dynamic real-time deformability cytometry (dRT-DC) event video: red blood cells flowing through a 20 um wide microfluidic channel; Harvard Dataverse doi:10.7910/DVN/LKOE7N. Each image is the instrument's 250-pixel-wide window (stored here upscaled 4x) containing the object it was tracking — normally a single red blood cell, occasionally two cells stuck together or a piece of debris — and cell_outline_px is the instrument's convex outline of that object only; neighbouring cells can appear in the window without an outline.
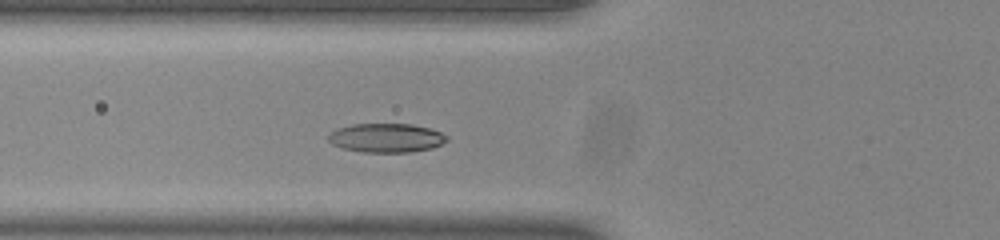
{"species": "common noctule bat (a hibernating species)", "species_latin": "Nyctalus noctula", "temperature_condition": "room temperature", "stored_images_in_passage": 37, "camera_frame_rate_fps": 3000, "um_per_image_px": 0.085, "animal": {"sex": "male", "body_mass_g": 20.0, "forearm_length_mm": 53.3}, "frame": {"image": 1, "passage_image": 7, "time_ms": 2.0, "image_size_px": [1000, 240], "cell_outline_px": [[448, 140], [432, 148], [408, 152], [364, 152], [344, 148], [332, 144], [328, 140], [328, 136], [336, 128], [352, 124], [412, 124], [428, 128], [440, 132], [448, 136]], "centroid_in_image_um": [32.83, 11.71], "position_along_channel_um": 93.0, "area_um2": 19.88}}
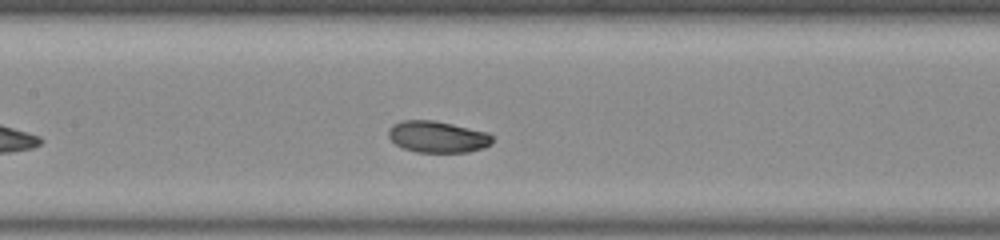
{"frame": {"image": 2, "passage_image": 13, "time_ms": 4.0, "image_size_px": [1000, 240], "cell_outline_px": [[492, 144], [484, 148], [468, 152], [416, 152], [404, 148], [396, 144], [388, 136], [388, 128], [392, 124], [400, 120], [436, 120], [488, 132], [492, 136]], "centroid_in_image_um": [37.19, 11.62], "position_along_channel_um": 170.2, "area_um2": 19.31}}
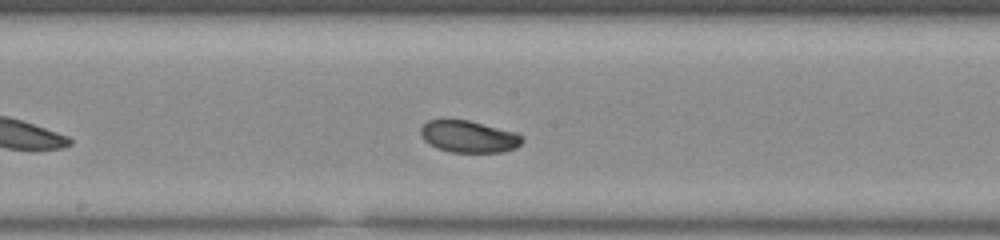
{"frame": {"image": 3, "passage_image": 16, "time_ms": 5.0, "image_size_px": [1000, 240], "cell_outline_px": [[524, 140], [516, 148], [504, 152], [452, 152], [436, 148], [428, 144], [420, 136], [420, 128], [428, 120], [468, 120], [516, 132], [524, 136]], "centroid_in_image_um": [39.85, 11.62], "position_along_channel_um": 208.4, "area_um2": 19.02}, "authors_computed_cell_mechanics": {"area_um2": 19.5364, "velocity_mm_per_s": 3.8492, "shape_relaxation_time_tau1_ms": 4.4275, "shape_relaxation_time_tau2_ms": null, "deformation_change_tau1": 0.1421, "deformation_change_tau2": null}}